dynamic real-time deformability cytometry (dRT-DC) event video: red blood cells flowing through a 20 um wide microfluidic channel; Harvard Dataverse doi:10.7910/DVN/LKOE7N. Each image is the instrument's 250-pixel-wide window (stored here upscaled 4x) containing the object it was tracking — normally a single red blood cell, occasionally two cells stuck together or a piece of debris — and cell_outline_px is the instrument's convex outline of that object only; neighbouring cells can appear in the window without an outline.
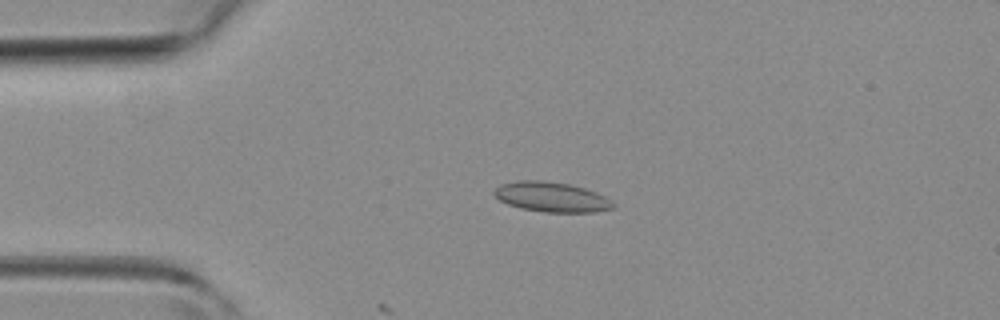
{"species": "common noctule bat (a hibernating species)", "species_latin": "Nyctalus noctula", "temperature_condition": "room temperature", "stored_images_in_passage": 4, "camera_frame_rate_fps": 3000, "um_per_image_px": 0.085, "animal": {"sex": "female", "body_mass_g": 19.3, "forearm_length_mm": 54.1}, "frame": {"image": 1, "passage_image": 3, "time_ms": 2.333, "image_size_px": [1000, 320], "cell_outline_px": [[616, 208], [596, 212], [544, 212], [520, 208], [508, 204], [500, 200], [492, 192], [500, 184], [520, 180], [540, 180], [568, 184], [584, 188], [596, 192], [612, 200], [616, 204]], "centroid_in_image_um": [46.91, 16.75], "position_along_channel_um": 38.1, "area_um2": 20.81}}